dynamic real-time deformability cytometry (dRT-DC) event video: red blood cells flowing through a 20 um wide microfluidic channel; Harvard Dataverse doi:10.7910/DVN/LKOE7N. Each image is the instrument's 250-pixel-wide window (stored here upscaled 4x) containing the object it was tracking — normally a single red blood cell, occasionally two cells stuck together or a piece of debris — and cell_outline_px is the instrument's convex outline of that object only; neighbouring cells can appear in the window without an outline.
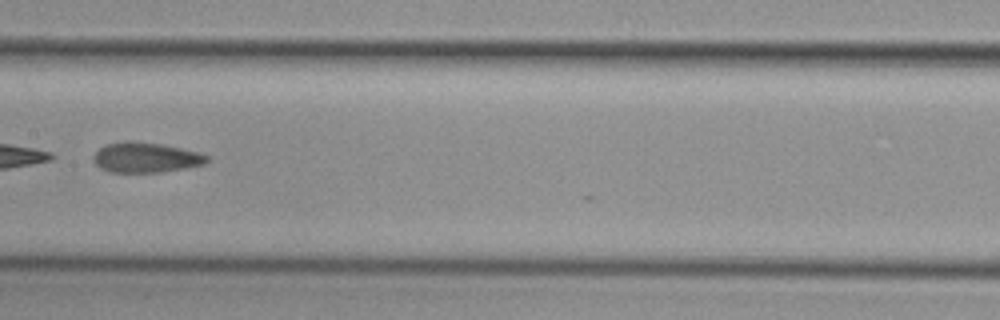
{"species": "common noctule bat (a hibernating species)", "species_latin": "Nyctalus noctula", "temperature_condition": "cold", "stored_images_in_passage": 4, "camera_frame_rate_fps": 3000, "um_per_image_px": 0.085, "animal": {"sex": "female", "body_mass_g": 29.2, "forearm_length_mm": 56.3}, "frame": {"image": 1, "passage_image": 4, "time_ms": 3.667, "image_size_px": [1000, 320], "cell_outline_px": [[208, 160], [204, 164], [184, 168], [160, 172], [112, 172], [100, 168], [92, 160], [92, 156], [104, 144], [128, 140], [160, 144], [200, 152], [208, 156]], "centroid_in_image_um": [12.35, 13.38], "position_along_channel_um": 195.0, "area_um2": 19.88}}